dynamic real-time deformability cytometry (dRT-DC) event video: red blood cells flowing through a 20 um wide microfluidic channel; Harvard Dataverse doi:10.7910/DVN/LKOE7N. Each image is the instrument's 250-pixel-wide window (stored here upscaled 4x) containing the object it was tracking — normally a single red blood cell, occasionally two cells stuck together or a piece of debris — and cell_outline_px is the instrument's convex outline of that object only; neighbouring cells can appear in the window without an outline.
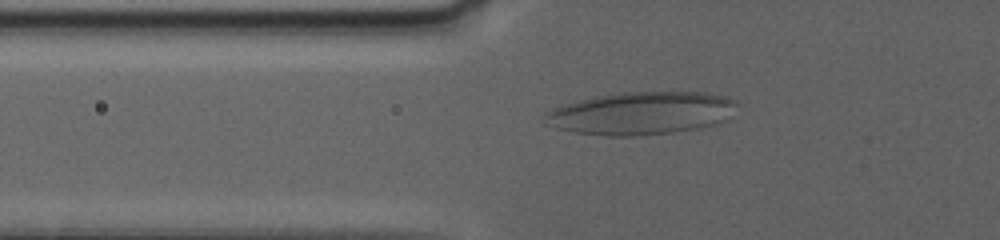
{"species": "human", "species_latin": "Homo sapiens", "temperature_condition": "warm", "stored_images_in_passage": 49, "camera_frame_rate_fps": 3000, "um_per_image_px": 0.085, "donor": {"sex": "female"}, "frame": {"image": 1, "passage_image": 8, "time_ms": 2.333, "image_size_px": [1000, 240], "cell_outline_px": [[740, 104], [724, 120], [716, 124], [700, 128], [672, 132], [640, 136], [604, 136], [576, 132], [556, 128], [544, 124], [544, 112], [560, 104], [596, 96], [624, 92], [708, 92], [724, 96], [736, 100]], "centroid_in_image_um": [54.47, 9.62], "position_along_channel_um": 71.3, "area_um2": 48.38}}
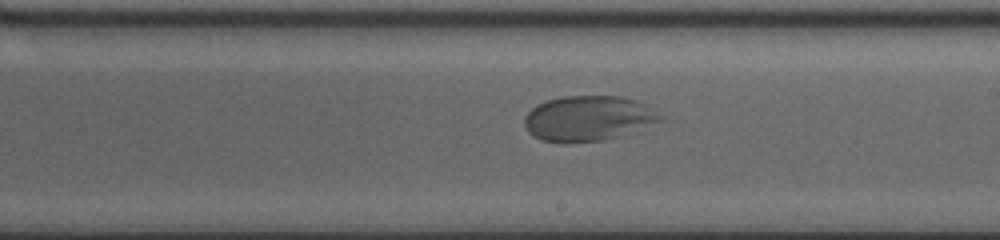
{"frame": {"image": 2, "passage_image": 25, "time_ms": 8.0, "image_size_px": [1000, 240], "cell_outline_px": [[664, 120], [620, 136], [604, 140], [540, 140], [528, 132], [524, 124], [524, 116], [536, 104], [560, 96], [624, 96], [636, 100], [644, 104], [664, 116]], "centroid_in_image_um": [50.02, 10.02], "position_along_channel_um": 239.0, "area_um2": 35.32}}
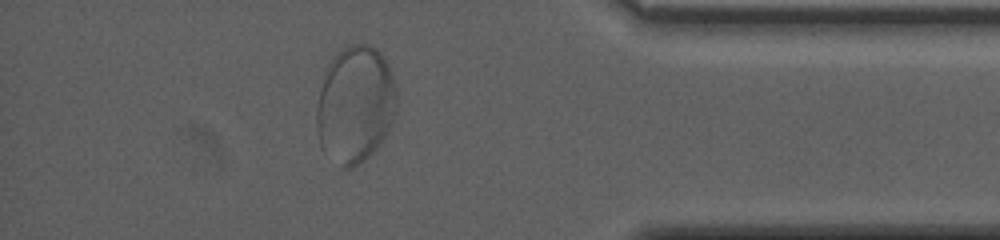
{"frame": {"image": 3, "passage_image": 43, "time_ms": 14.0, "image_size_px": [1000, 240], "cell_outline_px": [[396, 112], [388, 132], [380, 144], [364, 160], [352, 168], [344, 168], [320, 144], [316, 128], [316, 108], [324, 68], [332, 56], [340, 48], [348, 44], [368, 44], [376, 48], [380, 52], [388, 64], [392, 76], [396, 92]], "centroid_in_image_um": [30.18, 8.82], "position_along_channel_um": 405.0, "area_um2": 54.91}}